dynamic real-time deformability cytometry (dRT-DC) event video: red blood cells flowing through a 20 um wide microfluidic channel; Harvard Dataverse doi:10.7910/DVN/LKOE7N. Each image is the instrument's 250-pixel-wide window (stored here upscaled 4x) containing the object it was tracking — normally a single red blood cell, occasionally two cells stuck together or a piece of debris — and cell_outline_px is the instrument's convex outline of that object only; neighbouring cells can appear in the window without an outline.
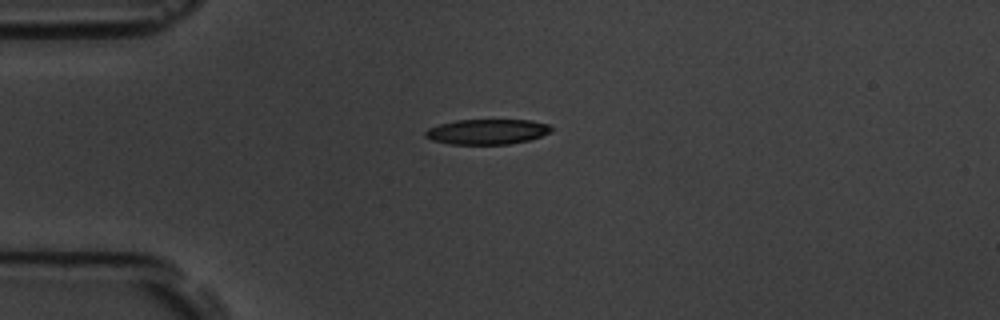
{"species": "common noctule bat (a hibernating species)", "species_latin": "Nyctalus noctula", "temperature_condition": "room temperature", "stored_images_in_passage": 6, "camera_frame_rate_fps": 3000, "um_per_image_px": 0.085, "animal": {"sex": "male", "body_mass_g": 19.5, "forearm_length_mm": 54.6}, "frame": {"image": 1, "passage_image": 1, "time_ms": 0.0, "image_size_px": [1000, 320], "cell_outline_px": [[556, 128], [552, 132], [528, 140], [508, 144], [452, 144], [432, 140], [424, 136], [424, 132], [428, 128], [440, 124], [456, 120], [532, 120], [548, 124]], "centroid_in_image_um": [41.44, 11.19], "position_along_channel_um": 43.6, "area_um2": 18.55}}
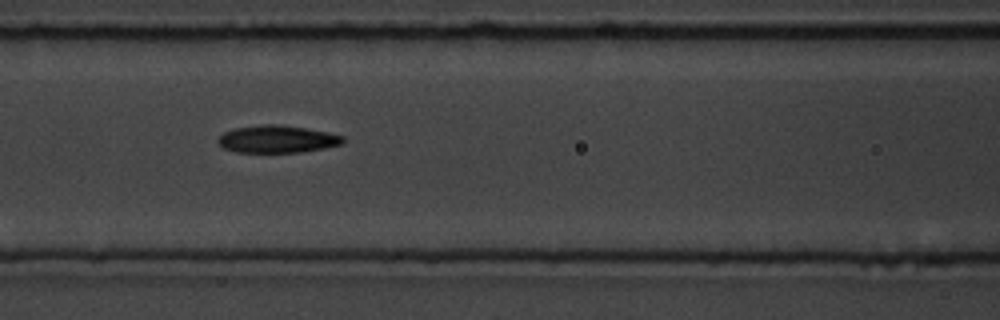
{"frame": {"image": 2, "passage_image": 4, "time_ms": 3.333, "image_size_px": [1000, 320], "cell_outline_px": [[344, 140], [340, 144], [324, 148], [300, 152], [236, 152], [224, 148], [216, 140], [224, 132], [236, 128], [264, 124], [280, 124], [328, 132], [344, 136]], "centroid_in_image_um": [23.55, 11.82], "position_along_channel_um": 143.0, "area_um2": 19.77}}
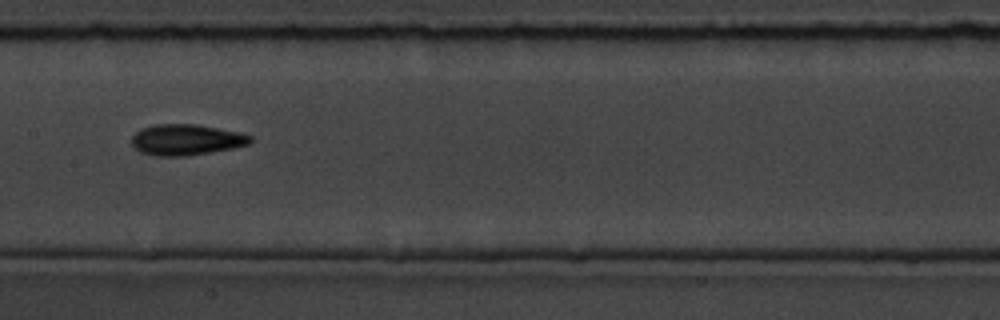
{"frame": {"image": 3, "passage_image": 5, "time_ms": 4.667, "image_size_px": [1000, 320], "cell_outline_px": [[252, 144], [232, 148], [188, 156], [156, 156], [140, 152], [132, 144], [132, 136], [140, 128], [152, 124], [196, 124], [240, 132], [252, 136]], "centroid_in_image_um": [15.83, 11.87], "position_along_channel_um": 191.6, "area_um2": 21.56}}